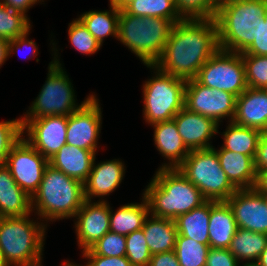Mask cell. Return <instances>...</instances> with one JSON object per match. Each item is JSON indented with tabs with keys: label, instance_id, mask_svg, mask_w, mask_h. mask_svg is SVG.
<instances>
[{
	"label": "cell",
	"instance_id": "cell-1",
	"mask_svg": "<svg viewBox=\"0 0 267 266\" xmlns=\"http://www.w3.org/2000/svg\"><path fill=\"white\" fill-rule=\"evenodd\" d=\"M215 18H183L175 23L160 58V71L184 80L195 79L200 68L218 50Z\"/></svg>",
	"mask_w": 267,
	"mask_h": 266
},
{
	"label": "cell",
	"instance_id": "cell-2",
	"mask_svg": "<svg viewBox=\"0 0 267 266\" xmlns=\"http://www.w3.org/2000/svg\"><path fill=\"white\" fill-rule=\"evenodd\" d=\"M142 193L150 215L175 220L206 199L178 168H159Z\"/></svg>",
	"mask_w": 267,
	"mask_h": 266
},
{
	"label": "cell",
	"instance_id": "cell-3",
	"mask_svg": "<svg viewBox=\"0 0 267 266\" xmlns=\"http://www.w3.org/2000/svg\"><path fill=\"white\" fill-rule=\"evenodd\" d=\"M85 200L81 181L48 164L31 197L32 212L47 226L50 221L74 218Z\"/></svg>",
	"mask_w": 267,
	"mask_h": 266
},
{
	"label": "cell",
	"instance_id": "cell-4",
	"mask_svg": "<svg viewBox=\"0 0 267 266\" xmlns=\"http://www.w3.org/2000/svg\"><path fill=\"white\" fill-rule=\"evenodd\" d=\"M266 9V0H234L219 6L214 18L220 49L243 53L256 38Z\"/></svg>",
	"mask_w": 267,
	"mask_h": 266
},
{
	"label": "cell",
	"instance_id": "cell-5",
	"mask_svg": "<svg viewBox=\"0 0 267 266\" xmlns=\"http://www.w3.org/2000/svg\"><path fill=\"white\" fill-rule=\"evenodd\" d=\"M30 215L0 220V250L10 266H43L47 226Z\"/></svg>",
	"mask_w": 267,
	"mask_h": 266
},
{
	"label": "cell",
	"instance_id": "cell-6",
	"mask_svg": "<svg viewBox=\"0 0 267 266\" xmlns=\"http://www.w3.org/2000/svg\"><path fill=\"white\" fill-rule=\"evenodd\" d=\"M174 23L162 17H140L120 9L117 40L144 65H154L163 53Z\"/></svg>",
	"mask_w": 267,
	"mask_h": 266
},
{
	"label": "cell",
	"instance_id": "cell-7",
	"mask_svg": "<svg viewBox=\"0 0 267 266\" xmlns=\"http://www.w3.org/2000/svg\"><path fill=\"white\" fill-rule=\"evenodd\" d=\"M54 51L53 60L48 65L47 79L41 87L38 96L32 102L31 107L21 119H37L46 116H69L81 108L94 94H89L82 103L78 105L71 79H69L63 65L58 58V50L52 43Z\"/></svg>",
	"mask_w": 267,
	"mask_h": 266
},
{
	"label": "cell",
	"instance_id": "cell-8",
	"mask_svg": "<svg viewBox=\"0 0 267 266\" xmlns=\"http://www.w3.org/2000/svg\"><path fill=\"white\" fill-rule=\"evenodd\" d=\"M154 70L143 84V119L150 126L169 121L185 107L186 80L160 71L154 65H145Z\"/></svg>",
	"mask_w": 267,
	"mask_h": 266
},
{
	"label": "cell",
	"instance_id": "cell-9",
	"mask_svg": "<svg viewBox=\"0 0 267 266\" xmlns=\"http://www.w3.org/2000/svg\"><path fill=\"white\" fill-rule=\"evenodd\" d=\"M178 169L206 200L227 201L237 190L221 168L215 146L190 151Z\"/></svg>",
	"mask_w": 267,
	"mask_h": 266
},
{
	"label": "cell",
	"instance_id": "cell-10",
	"mask_svg": "<svg viewBox=\"0 0 267 266\" xmlns=\"http://www.w3.org/2000/svg\"><path fill=\"white\" fill-rule=\"evenodd\" d=\"M200 84L240 96L248 87L240 53L219 49L200 68L195 78Z\"/></svg>",
	"mask_w": 267,
	"mask_h": 266
},
{
	"label": "cell",
	"instance_id": "cell-11",
	"mask_svg": "<svg viewBox=\"0 0 267 266\" xmlns=\"http://www.w3.org/2000/svg\"><path fill=\"white\" fill-rule=\"evenodd\" d=\"M237 97L229 92L212 89L190 79L185 84V108L213 119L217 124L222 120L233 121Z\"/></svg>",
	"mask_w": 267,
	"mask_h": 266
},
{
	"label": "cell",
	"instance_id": "cell-12",
	"mask_svg": "<svg viewBox=\"0 0 267 266\" xmlns=\"http://www.w3.org/2000/svg\"><path fill=\"white\" fill-rule=\"evenodd\" d=\"M49 160L23 137L11 148L5 166L17 185L30 197L37 191Z\"/></svg>",
	"mask_w": 267,
	"mask_h": 266
},
{
	"label": "cell",
	"instance_id": "cell-13",
	"mask_svg": "<svg viewBox=\"0 0 267 266\" xmlns=\"http://www.w3.org/2000/svg\"><path fill=\"white\" fill-rule=\"evenodd\" d=\"M22 137L46 159L52 158L66 145L68 116H46L21 119Z\"/></svg>",
	"mask_w": 267,
	"mask_h": 266
},
{
	"label": "cell",
	"instance_id": "cell-14",
	"mask_svg": "<svg viewBox=\"0 0 267 266\" xmlns=\"http://www.w3.org/2000/svg\"><path fill=\"white\" fill-rule=\"evenodd\" d=\"M101 125V106L94 94L81 108L68 116L66 144L97 154Z\"/></svg>",
	"mask_w": 267,
	"mask_h": 266
},
{
	"label": "cell",
	"instance_id": "cell-15",
	"mask_svg": "<svg viewBox=\"0 0 267 266\" xmlns=\"http://www.w3.org/2000/svg\"><path fill=\"white\" fill-rule=\"evenodd\" d=\"M74 218L78 246L84 251L110 231V204L104 199L85 200Z\"/></svg>",
	"mask_w": 267,
	"mask_h": 266
},
{
	"label": "cell",
	"instance_id": "cell-16",
	"mask_svg": "<svg viewBox=\"0 0 267 266\" xmlns=\"http://www.w3.org/2000/svg\"><path fill=\"white\" fill-rule=\"evenodd\" d=\"M226 202L238 228L267 234V202L262 193L254 188L237 189Z\"/></svg>",
	"mask_w": 267,
	"mask_h": 266
},
{
	"label": "cell",
	"instance_id": "cell-17",
	"mask_svg": "<svg viewBox=\"0 0 267 266\" xmlns=\"http://www.w3.org/2000/svg\"><path fill=\"white\" fill-rule=\"evenodd\" d=\"M183 143L189 151L212 148V137L216 136L218 127L213 119L199 113L181 109L173 118Z\"/></svg>",
	"mask_w": 267,
	"mask_h": 266
},
{
	"label": "cell",
	"instance_id": "cell-18",
	"mask_svg": "<svg viewBox=\"0 0 267 266\" xmlns=\"http://www.w3.org/2000/svg\"><path fill=\"white\" fill-rule=\"evenodd\" d=\"M95 159L91 172L84 184V196L86 200L92 201L95 197L101 201L104 196L115 191L125 176V165L122 160L113 159L100 161L96 164Z\"/></svg>",
	"mask_w": 267,
	"mask_h": 266
},
{
	"label": "cell",
	"instance_id": "cell-19",
	"mask_svg": "<svg viewBox=\"0 0 267 266\" xmlns=\"http://www.w3.org/2000/svg\"><path fill=\"white\" fill-rule=\"evenodd\" d=\"M233 122L267 131V90L247 88L238 96Z\"/></svg>",
	"mask_w": 267,
	"mask_h": 266
},
{
	"label": "cell",
	"instance_id": "cell-20",
	"mask_svg": "<svg viewBox=\"0 0 267 266\" xmlns=\"http://www.w3.org/2000/svg\"><path fill=\"white\" fill-rule=\"evenodd\" d=\"M154 128L153 140L161 156L168 159L159 168H178L189 155V150L178 133L175 121L169 120L151 125Z\"/></svg>",
	"mask_w": 267,
	"mask_h": 266
},
{
	"label": "cell",
	"instance_id": "cell-21",
	"mask_svg": "<svg viewBox=\"0 0 267 266\" xmlns=\"http://www.w3.org/2000/svg\"><path fill=\"white\" fill-rule=\"evenodd\" d=\"M31 213V197L17 185L10 170L0 165V216L22 217Z\"/></svg>",
	"mask_w": 267,
	"mask_h": 266
},
{
	"label": "cell",
	"instance_id": "cell-22",
	"mask_svg": "<svg viewBox=\"0 0 267 266\" xmlns=\"http://www.w3.org/2000/svg\"><path fill=\"white\" fill-rule=\"evenodd\" d=\"M96 153L66 144L49 159V164L62 171L65 175L84 183L92 168Z\"/></svg>",
	"mask_w": 267,
	"mask_h": 266
},
{
	"label": "cell",
	"instance_id": "cell-23",
	"mask_svg": "<svg viewBox=\"0 0 267 266\" xmlns=\"http://www.w3.org/2000/svg\"><path fill=\"white\" fill-rule=\"evenodd\" d=\"M233 211L226 201L210 200V219L208 225L211 248L228 249L237 231Z\"/></svg>",
	"mask_w": 267,
	"mask_h": 266
},
{
	"label": "cell",
	"instance_id": "cell-24",
	"mask_svg": "<svg viewBox=\"0 0 267 266\" xmlns=\"http://www.w3.org/2000/svg\"><path fill=\"white\" fill-rule=\"evenodd\" d=\"M221 168L237 189H252L256 182L254 159L251 156L216 149Z\"/></svg>",
	"mask_w": 267,
	"mask_h": 266
},
{
	"label": "cell",
	"instance_id": "cell-25",
	"mask_svg": "<svg viewBox=\"0 0 267 266\" xmlns=\"http://www.w3.org/2000/svg\"><path fill=\"white\" fill-rule=\"evenodd\" d=\"M142 229L152 255L175 250L178 232L174 220L149 214Z\"/></svg>",
	"mask_w": 267,
	"mask_h": 266
},
{
	"label": "cell",
	"instance_id": "cell-26",
	"mask_svg": "<svg viewBox=\"0 0 267 266\" xmlns=\"http://www.w3.org/2000/svg\"><path fill=\"white\" fill-rule=\"evenodd\" d=\"M141 203H128L120 206L113 212L110 206V231L127 236L142 229L146 218L149 216L147 200L142 196Z\"/></svg>",
	"mask_w": 267,
	"mask_h": 266
},
{
	"label": "cell",
	"instance_id": "cell-27",
	"mask_svg": "<svg viewBox=\"0 0 267 266\" xmlns=\"http://www.w3.org/2000/svg\"><path fill=\"white\" fill-rule=\"evenodd\" d=\"M110 10H90L79 15L78 19L102 46L104 38L118 37L120 9L111 1Z\"/></svg>",
	"mask_w": 267,
	"mask_h": 266
},
{
	"label": "cell",
	"instance_id": "cell-28",
	"mask_svg": "<svg viewBox=\"0 0 267 266\" xmlns=\"http://www.w3.org/2000/svg\"><path fill=\"white\" fill-rule=\"evenodd\" d=\"M210 219V200L199 207L178 216L174 221L178 234L209 245L208 225Z\"/></svg>",
	"mask_w": 267,
	"mask_h": 266
},
{
	"label": "cell",
	"instance_id": "cell-29",
	"mask_svg": "<svg viewBox=\"0 0 267 266\" xmlns=\"http://www.w3.org/2000/svg\"><path fill=\"white\" fill-rule=\"evenodd\" d=\"M266 245L267 234L237 228L228 250L235 256L239 263L243 262L242 265H246L255 263Z\"/></svg>",
	"mask_w": 267,
	"mask_h": 266
},
{
	"label": "cell",
	"instance_id": "cell-30",
	"mask_svg": "<svg viewBox=\"0 0 267 266\" xmlns=\"http://www.w3.org/2000/svg\"><path fill=\"white\" fill-rule=\"evenodd\" d=\"M228 123L226 130L221 134L224 141L221 148L248 155L254 159L262 132L254 128L238 125L233 121Z\"/></svg>",
	"mask_w": 267,
	"mask_h": 266
},
{
	"label": "cell",
	"instance_id": "cell-31",
	"mask_svg": "<svg viewBox=\"0 0 267 266\" xmlns=\"http://www.w3.org/2000/svg\"><path fill=\"white\" fill-rule=\"evenodd\" d=\"M123 9L134 16L170 19L174 24L184 18L175 0H132Z\"/></svg>",
	"mask_w": 267,
	"mask_h": 266
},
{
	"label": "cell",
	"instance_id": "cell-32",
	"mask_svg": "<svg viewBox=\"0 0 267 266\" xmlns=\"http://www.w3.org/2000/svg\"><path fill=\"white\" fill-rule=\"evenodd\" d=\"M210 245L177 234L175 253L180 266H206Z\"/></svg>",
	"mask_w": 267,
	"mask_h": 266
},
{
	"label": "cell",
	"instance_id": "cell-33",
	"mask_svg": "<svg viewBox=\"0 0 267 266\" xmlns=\"http://www.w3.org/2000/svg\"><path fill=\"white\" fill-rule=\"evenodd\" d=\"M30 19L0 2V37L15 39L31 30Z\"/></svg>",
	"mask_w": 267,
	"mask_h": 266
},
{
	"label": "cell",
	"instance_id": "cell-34",
	"mask_svg": "<svg viewBox=\"0 0 267 266\" xmlns=\"http://www.w3.org/2000/svg\"><path fill=\"white\" fill-rule=\"evenodd\" d=\"M68 39L80 54L93 55L101 49V45L96 38L87 30L78 19H73L68 25Z\"/></svg>",
	"mask_w": 267,
	"mask_h": 266
},
{
	"label": "cell",
	"instance_id": "cell-35",
	"mask_svg": "<svg viewBox=\"0 0 267 266\" xmlns=\"http://www.w3.org/2000/svg\"><path fill=\"white\" fill-rule=\"evenodd\" d=\"M248 88L267 90V56L241 54Z\"/></svg>",
	"mask_w": 267,
	"mask_h": 266
},
{
	"label": "cell",
	"instance_id": "cell-36",
	"mask_svg": "<svg viewBox=\"0 0 267 266\" xmlns=\"http://www.w3.org/2000/svg\"><path fill=\"white\" fill-rule=\"evenodd\" d=\"M126 238V258L133 266H148L151 252L148 248L143 229L134 231Z\"/></svg>",
	"mask_w": 267,
	"mask_h": 266
},
{
	"label": "cell",
	"instance_id": "cell-37",
	"mask_svg": "<svg viewBox=\"0 0 267 266\" xmlns=\"http://www.w3.org/2000/svg\"><path fill=\"white\" fill-rule=\"evenodd\" d=\"M21 118L0 122V165H4L11 148L22 138Z\"/></svg>",
	"mask_w": 267,
	"mask_h": 266
},
{
	"label": "cell",
	"instance_id": "cell-38",
	"mask_svg": "<svg viewBox=\"0 0 267 266\" xmlns=\"http://www.w3.org/2000/svg\"><path fill=\"white\" fill-rule=\"evenodd\" d=\"M90 249L99 256L122 257L126 255V238L121 234L109 231Z\"/></svg>",
	"mask_w": 267,
	"mask_h": 266
},
{
	"label": "cell",
	"instance_id": "cell-39",
	"mask_svg": "<svg viewBox=\"0 0 267 266\" xmlns=\"http://www.w3.org/2000/svg\"><path fill=\"white\" fill-rule=\"evenodd\" d=\"M175 3L184 18H213L217 11L212 0H175Z\"/></svg>",
	"mask_w": 267,
	"mask_h": 266
},
{
	"label": "cell",
	"instance_id": "cell-40",
	"mask_svg": "<svg viewBox=\"0 0 267 266\" xmlns=\"http://www.w3.org/2000/svg\"><path fill=\"white\" fill-rule=\"evenodd\" d=\"M82 252L83 259L87 260L86 265L82 266H133L126 256L107 257L96 255L90 248Z\"/></svg>",
	"mask_w": 267,
	"mask_h": 266
},
{
	"label": "cell",
	"instance_id": "cell-41",
	"mask_svg": "<svg viewBox=\"0 0 267 266\" xmlns=\"http://www.w3.org/2000/svg\"><path fill=\"white\" fill-rule=\"evenodd\" d=\"M228 249L211 248L206 259V266H242Z\"/></svg>",
	"mask_w": 267,
	"mask_h": 266
},
{
	"label": "cell",
	"instance_id": "cell-42",
	"mask_svg": "<svg viewBox=\"0 0 267 266\" xmlns=\"http://www.w3.org/2000/svg\"><path fill=\"white\" fill-rule=\"evenodd\" d=\"M241 54L267 56V24L264 19L258 22L257 36L253 43Z\"/></svg>",
	"mask_w": 267,
	"mask_h": 266
},
{
	"label": "cell",
	"instance_id": "cell-43",
	"mask_svg": "<svg viewBox=\"0 0 267 266\" xmlns=\"http://www.w3.org/2000/svg\"><path fill=\"white\" fill-rule=\"evenodd\" d=\"M29 31H27L25 34L18 36L15 39H10L9 40V56H11V54H13L14 52L17 53L21 50L22 47H27L29 49H31L30 52H32L29 57H26L28 60L30 58H34L36 56H38L39 52H38V46L36 44V42H34L33 40L28 39L29 36ZM18 54V53H17ZM32 56V57H31Z\"/></svg>",
	"mask_w": 267,
	"mask_h": 266
},
{
	"label": "cell",
	"instance_id": "cell-44",
	"mask_svg": "<svg viewBox=\"0 0 267 266\" xmlns=\"http://www.w3.org/2000/svg\"><path fill=\"white\" fill-rule=\"evenodd\" d=\"M254 168L256 173L267 168V131L261 133L258 141L257 151L254 158Z\"/></svg>",
	"mask_w": 267,
	"mask_h": 266
},
{
	"label": "cell",
	"instance_id": "cell-45",
	"mask_svg": "<svg viewBox=\"0 0 267 266\" xmlns=\"http://www.w3.org/2000/svg\"><path fill=\"white\" fill-rule=\"evenodd\" d=\"M148 266H180L174 250L151 256Z\"/></svg>",
	"mask_w": 267,
	"mask_h": 266
},
{
	"label": "cell",
	"instance_id": "cell-46",
	"mask_svg": "<svg viewBox=\"0 0 267 266\" xmlns=\"http://www.w3.org/2000/svg\"><path fill=\"white\" fill-rule=\"evenodd\" d=\"M45 1V0H44ZM43 0H0V2L6 6H8L12 10H16L18 12L23 13L28 17L26 14L31 7L35 4L44 2Z\"/></svg>",
	"mask_w": 267,
	"mask_h": 266
},
{
	"label": "cell",
	"instance_id": "cell-47",
	"mask_svg": "<svg viewBox=\"0 0 267 266\" xmlns=\"http://www.w3.org/2000/svg\"><path fill=\"white\" fill-rule=\"evenodd\" d=\"M254 189L257 192H267V168L256 173Z\"/></svg>",
	"mask_w": 267,
	"mask_h": 266
},
{
	"label": "cell",
	"instance_id": "cell-48",
	"mask_svg": "<svg viewBox=\"0 0 267 266\" xmlns=\"http://www.w3.org/2000/svg\"><path fill=\"white\" fill-rule=\"evenodd\" d=\"M9 58V40L0 37V69Z\"/></svg>",
	"mask_w": 267,
	"mask_h": 266
},
{
	"label": "cell",
	"instance_id": "cell-49",
	"mask_svg": "<svg viewBox=\"0 0 267 266\" xmlns=\"http://www.w3.org/2000/svg\"><path fill=\"white\" fill-rule=\"evenodd\" d=\"M255 263L258 266H267V245Z\"/></svg>",
	"mask_w": 267,
	"mask_h": 266
},
{
	"label": "cell",
	"instance_id": "cell-50",
	"mask_svg": "<svg viewBox=\"0 0 267 266\" xmlns=\"http://www.w3.org/2000/svg\"><path fill=\"white\" fill-rule=\"evenodd\" d=\"M119 9H123L132 0H111Z\"/></svg>",
	"mask_w": 267,
	"mask_h": 266
},
{
	"label": "cell",
	"instance_id": "cell-51",
	"mask_svg": "<svg viewBox=\"0 0 267 266\" xmlns=\"http://www.w3.org/2000/svg\"><path fill=\"white\" fill-rule=\"evenodd\" d=\"M234 1V0H212V3L218 8L219 6L223 5L224 3Z\"/></svg>",
	"mask_w": 267,
	"mask_h": 266
},
{
	"label": "cell",
	"instance_id": "cell-52",
	"mask_svg": "<svg viewBox=\"0 0 267 266\" xmlns=\"http://www.w3.org/2000/svg\"><path fill=\"white\" fill-rule=\"evenodd\" d=\"M0 266H10L5 258H4V255H3V252L0 250Z\"/></svg>",
	"mask_w": 267,
	"mask_h": 266
},
{
	"label": "cell",
	"instance_id": "cell-53",
	"mask_svg": "<svg viewBox=\"0 0 267 266\" xmlns=\"http://www.w3.org/2000/svg\"><path fill=\"white\" fill-rule=\"evenodd\" d=\"M63 263H62V266H82V265L76 264L75 262H71L69 260L64 261Z\"/></svg>",
	"mask_w": 267,
	"mask_h": 266
},
{
	"label": "cell",
	"instance_id": "cell-54",
	"mask_svg": "<svg viewBox=\"0 0 267 266\" xmlns=\"http://www.w3.org/2000/svg\"><path fill=\"white\" fill-rule=\"evenodd\" d=\"M263 19H264L265 23L267 24V9H266L265 15L263 16Z\"/></svg>",
	"mask_w": 267,
	"mask_h": 266
},
{
	"label": "cell",
	"instance_id": "cell-55",
	"mask_svg": "<svg viewBox=\"0 0 267 266\" xmlns=\"http://www.w3.org/2000/svg\"><path fill=\"white\" fill-rule=\"evenodd\" d=\"M259 193H262V195L264 196L266 202H267V192H259Z\"/></svg>",
	"mask_w": 267,
	"mask_h": 266
},
{
	"label": "cell",
	"instance_id": "cell-56",
	"mask_svg": "<svg viewBox=\"0 0 267 266\" xmlns=\"http://www.w3.org/2000/svg\"><path fill=\"white\" fill-rule=\"evenodd\" d=\"M242 266H258L256 263H252V264H244V265H242Z\"/></svg>",
	"mask_w": 267,
	"mask_h": 266
}]
</instances>
